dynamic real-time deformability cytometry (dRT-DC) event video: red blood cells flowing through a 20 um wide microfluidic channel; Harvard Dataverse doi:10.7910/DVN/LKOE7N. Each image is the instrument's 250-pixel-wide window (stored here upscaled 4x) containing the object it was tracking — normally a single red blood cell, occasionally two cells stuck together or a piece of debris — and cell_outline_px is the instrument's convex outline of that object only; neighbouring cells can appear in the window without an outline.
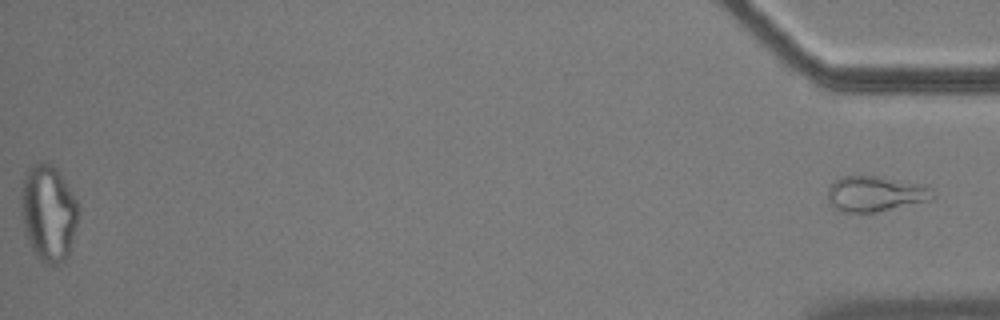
{"species": "common noctule bat (a hibernating species)", "species_latin": "Nyctalus noctula", "temperature_condition": "cold", "stored_images_in_passage": 57, "segment_of_instrument_passage": [2, 2], "camera_frame_rate_fps": 3000, "um_per_image_px": 0.085, "animal": {"sex": "male", "body_mass_g": 17.9}, "frame": {"image": 1, "passage_image": 57, "time_ms": 18.667, "image_size_px": [1000, 320], "cell_outline_px": [[936, 196], [932, 200], [876, 212], [844, 212], [828, 204], [828, 188], [840, 176], [876, 176], [920, 184], [932, 188]], "centroid_in_image_um": [74.42, 16.48], "position_along_channel_um": 360.8, "area_um2": 21.68}}